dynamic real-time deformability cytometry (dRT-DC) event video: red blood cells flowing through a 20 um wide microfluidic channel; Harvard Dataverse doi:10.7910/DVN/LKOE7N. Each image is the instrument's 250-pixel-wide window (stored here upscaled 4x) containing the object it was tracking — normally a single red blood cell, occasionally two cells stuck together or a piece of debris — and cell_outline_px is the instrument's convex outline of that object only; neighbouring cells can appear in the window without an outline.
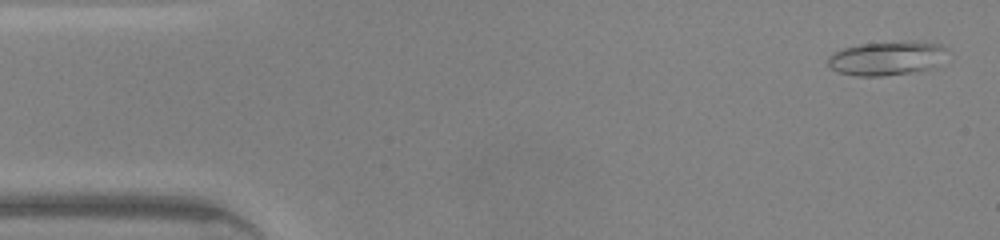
{"species": "common noctule bat (a hibernating species)", "species_latin": "Nyctalus noctula", "temperature_condition": "warm", "stored_images_in_passage": 45, "camera_frame_rate_fps": 3000, "um_per_image_px": 0.085, "animal": {"sex": "male", "body_mass_g": 20.0, "forearm_length_mm": 53.3}, "frame": {"image": 1, "passage_image": 2, "time_ms": 0.333, "image_size_px": [1000, 240], "cell_outline_px": [[948, 48], [928, 68], [912, 72], [884, 76], [856, 76], [836, 72], [828, 68], [828, 56], [832, 52], [844, 48], [860, 44], [908, 40], [916, 40], [940, 44]], "centroid_in_image_um": [75.25, 4.93], "position_along_channel_um": 9.8, "area_um2": 23.52}}
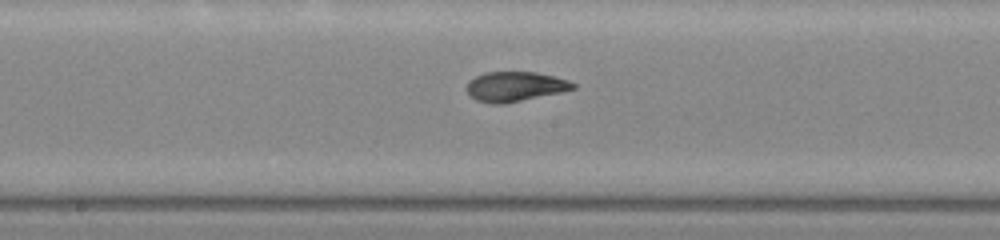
{"frame": {"image": 2, "passage_image": 23, "time_ms": 7.333, "image_size_px": [1000, 240], "cell_outline_px": [[576, 88], [560, 92], [504, 104], [492, 104], [476, 100], [464, 88], [468, 80], [484, 72], [536, 72], [556, 76], [568, 80], [576, 84]], "centroid_in_image_um": [43.75, 7.35], "position_along_channel_um": 204.4, "area_um2": 18.55}}
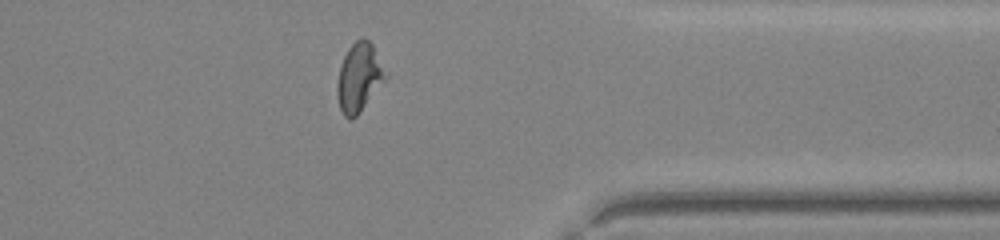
{"frame": {"image": 3, "passage_image": 36, "time_ms": 11.667, "image_size_px": [1000, 240], "cell_outline_px": [[388, 76], [360, 112], [352, 120], [348, 120], [344, 116], [340, 108], [336, 96], [336, 88], [340, 68], [344, 56], [348, 48], [360, 36], [364, 36], [372, 44], [388, 72]], "centroid_in_image_um": [30.53, 6.58], "position_along_channel_um": 380.9, "area_um2": 19.54}, "authors_computed_cell_mechanics": {"area_um2": 18.9584, "velocity_mm_per_s": 4.4051, "shape_relaxation_time_tau1_ms": 4.105, "shape_relaxation_time_tau2_ms": 1.8154, "deformation_change_tau1": 0.2164, "deformation_change_tau2": 0.087}}